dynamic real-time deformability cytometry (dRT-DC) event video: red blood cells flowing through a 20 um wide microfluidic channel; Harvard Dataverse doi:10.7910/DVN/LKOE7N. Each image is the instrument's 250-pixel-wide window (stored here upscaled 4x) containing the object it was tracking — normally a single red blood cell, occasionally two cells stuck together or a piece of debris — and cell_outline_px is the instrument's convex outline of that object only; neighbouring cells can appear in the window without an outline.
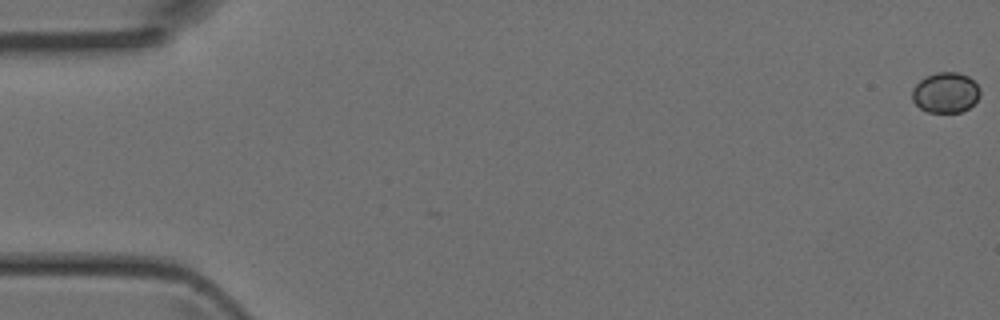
{"species": "Egyptian fruit bat (a non-hibernating species)", "species_latin": "Rousettus aegyptiacus", "temperature_condition": "room temperature", "stored_images_in_passage": 5, "camera_frame_rate_fps": 3000, "um_per_image_px": 0.085, "animal": {"sex": "female"}, "frame": {"image": 1, "passage_image": 1, "time_ms": 0.0, "image_size_px": [1000, 320], "cell_outline_px": [[980, 96], [968, 108], [960, 112], [928, 112], [920, 108], [912, 100], [912, 88], [920, 80], [936, 72], [956, 72], [968, 76], [980, 88]], "centroid_in_image_um": [80.36, 7.87], "position_along_channel_um": 4.6, "area_um2": 15.9}}
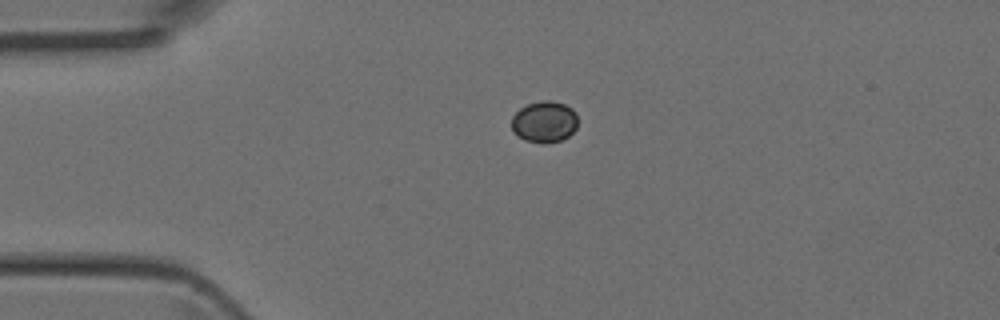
{"frame": {"image": 2, "passage_image": 4, "time_ms": 1.0, "image_size_px": [1000, 320], "cell_outline_px": [[576, 128], [568, 136], [560, 140], [544, 144], [524, 140], [512, 128], [512, 116], [520, 108], [528, 104], [540, 100], [552, 100], [564, 104], [572, 108], [576, 112]], "centroid_in_image_um": [46.28, 10.34], "position_along_channel_um": 38.7, "area_um2": 15.9}}